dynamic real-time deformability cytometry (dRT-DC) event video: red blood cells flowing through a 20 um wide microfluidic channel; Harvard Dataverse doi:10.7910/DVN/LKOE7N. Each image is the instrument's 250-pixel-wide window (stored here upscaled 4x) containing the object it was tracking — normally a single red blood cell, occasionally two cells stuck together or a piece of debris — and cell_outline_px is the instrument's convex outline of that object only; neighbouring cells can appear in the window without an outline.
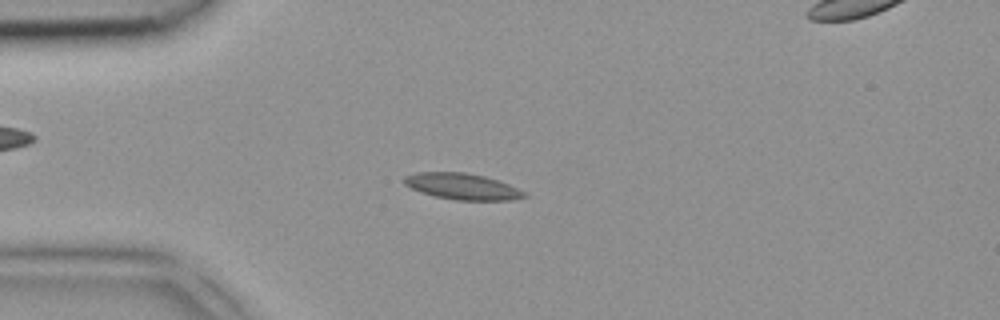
{"species": "common noctule bat (a hibernating species)", "species_latin": "Nyctalus noctula", "temperature_condition": "room temperature", "stored_images_in_passage": 2, "segment_of_instrument_passage": [1, 2], "camera_frame_rate_fps": 3000, "um_per_image_px": 0.085, "animal": {"sex": "female", "body_mass_g": 18.4}, "frame": {"image": 1, "passage_image": 1, "time_ms": 0.0, "image_size_px": [1000, 320], "cell_outline_px": [[528, 196], [512, 200], [456, 200], [436, 196], [420, 192], [404, 184], [404, 176], [416, 172], [464, 172], [484, 176], [508, 184], [528, 192]], "centroid_in_image_um": [39.32, 15.85], "position_along_channel_um": 45.7, "area_um2": 18.32}}